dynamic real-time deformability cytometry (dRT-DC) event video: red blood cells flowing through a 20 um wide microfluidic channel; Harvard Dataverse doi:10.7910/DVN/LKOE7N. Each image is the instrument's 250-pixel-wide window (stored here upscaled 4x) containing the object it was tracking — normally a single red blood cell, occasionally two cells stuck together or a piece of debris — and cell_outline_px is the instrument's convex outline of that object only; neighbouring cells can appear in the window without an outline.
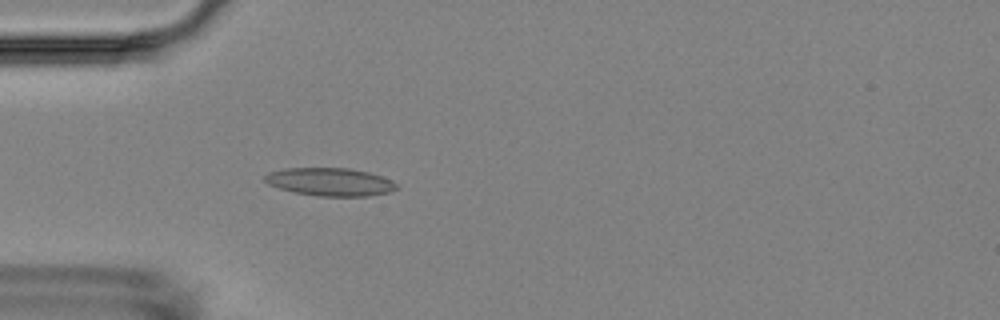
{"species": "Egyptian fruit bat (a non-hibernating species)", "species_latin": "Rousettus aegyptiacus", "temperature_condition": "room temperature", "stored_images_in_passage": 2, "camera_frame_rate_fps": 3000, "um_per_image_px": 0.085, "animal": {"sex": "female"}, "frame": {"image": 1, "passage_image": 2, "time_ms": 1.333, "image_size_px": [1000, 320], "cell_outline_px": [[400, 188], [388, 192], [368, 196], [316, 196], [296, 192], [280, 188], [268, 184], [264, 180], [264, 176], [268, 172], [284, 168], [348, 168], [368, 172], [392, 180]], "centroid_in_image_um": [28.05, 15.45], "position_along_channel_um": 56.9, "area_um2": 21.44}}